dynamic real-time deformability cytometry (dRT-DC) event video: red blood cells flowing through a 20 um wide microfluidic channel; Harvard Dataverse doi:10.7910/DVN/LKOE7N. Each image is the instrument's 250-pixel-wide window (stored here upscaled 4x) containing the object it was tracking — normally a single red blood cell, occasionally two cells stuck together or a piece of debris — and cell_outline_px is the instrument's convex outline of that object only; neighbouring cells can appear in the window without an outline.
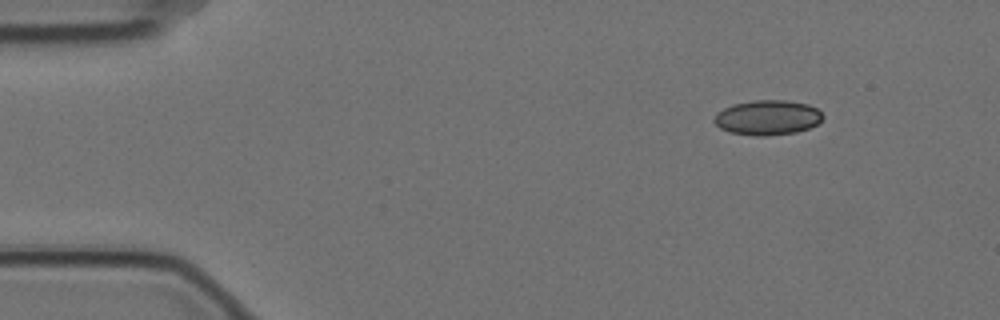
{"species": "Egyptian fruit bat (a non-hibernating species)", "species_latin": "Rousettus aegyptiacus", "temperature_condition": "cold", "stored_images_in_passage": 3, "camera_frame_rate_fps": 3000, "um_per_image_px": 0.085, "animal": {"sex": "female"}, "frame": {"image": 1, "passage_image": 1, "time_ms": 0.0, "image_size_px": [1000, 320], "cell_outline_px": [[824, 116], [816, 124], [808, 128], [796, 132], [768, 136], [756, 136], [728, 132], [720, 128], [712, 120], [724, 108], [732, 104], [756, 100], [784, 100], [808, 104], [816, 108]], "centroid_in_image_um": [65.23, 10.0], "position_along_channel_um": 19.8, "area_um2": 21.96}}
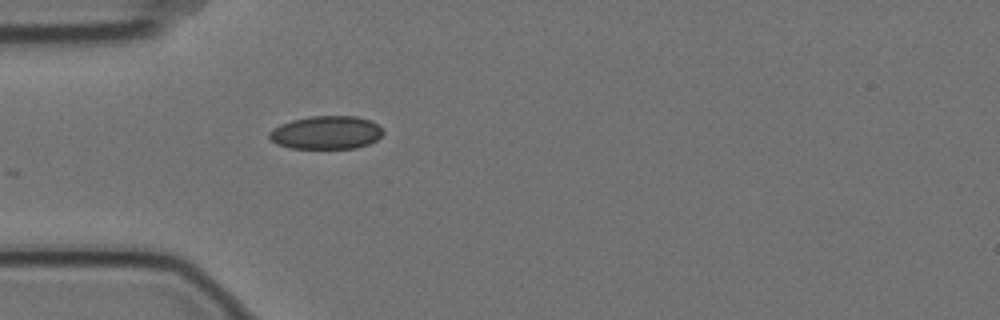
{"frame": {"image": 2, "passage_image": 3, "time_ms": 0.667, "image_size_px": [1000, 320], "cell_outline_px": [[384, 132], [376, 140], [368, 144], [356, 148], [292, 148], [276, 144], [268, 136], [268, 132], [272, 128], [280, 124], [292, 120], [308, 116], [356, 116], [372, 120]], "centroid_in_image_um": [27.71, 11.26], "position_along_channel_um": 57.3, "area_um2": 22.08}}